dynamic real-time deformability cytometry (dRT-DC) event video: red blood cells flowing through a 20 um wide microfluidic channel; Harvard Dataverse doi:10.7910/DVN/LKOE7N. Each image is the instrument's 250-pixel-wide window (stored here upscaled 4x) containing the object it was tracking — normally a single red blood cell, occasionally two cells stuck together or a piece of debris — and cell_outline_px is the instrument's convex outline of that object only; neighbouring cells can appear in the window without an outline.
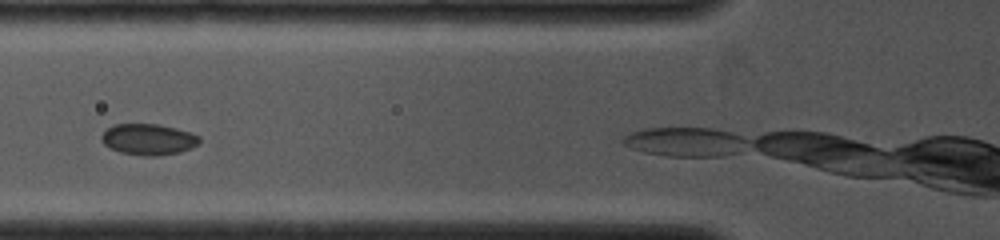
{"species": "common noctule bat (a hibernating species)", "species_latin": "Nyctalus noctula", "temperature_condition": "cold", "stored_images_in_passage": 3, "camera_frame_rate_fps": 4000, "um_per_image_px": 0.085, "animal": {"sex": "female", "body_mass_g": 19.0, "forearm_length_mm": 53.3}, "frame": {"image": 1, "passage_image": 2, "time_ms": 0.75, "image_size_px": [1000, 240], "cell_outline_px": [[200, 140], [192, 148], [180, 152], [156, 156], [144, 156], [120, 152], [108, 148], [100, 140], [100, 136], [112, 124], [160, 124], [176, 128], [200, 136]], "centroid_in_image_um": [12.58, 11.85], "position_along_channel_um": 113.2, "area_um2": 17.86}}